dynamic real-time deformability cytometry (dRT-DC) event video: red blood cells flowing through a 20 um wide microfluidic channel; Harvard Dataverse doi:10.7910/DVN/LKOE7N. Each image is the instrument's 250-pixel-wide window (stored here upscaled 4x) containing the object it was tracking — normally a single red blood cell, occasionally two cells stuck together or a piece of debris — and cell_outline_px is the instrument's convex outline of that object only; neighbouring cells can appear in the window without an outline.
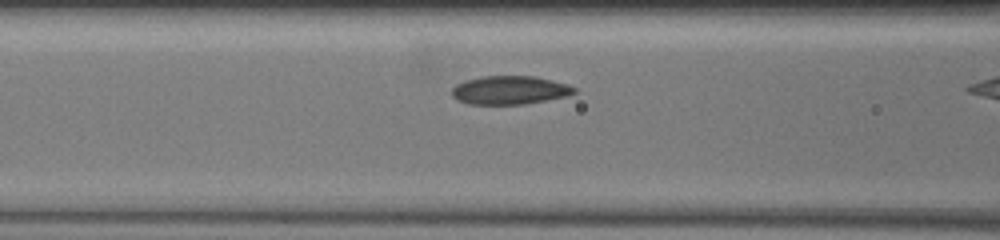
{"species": "common noctule bat (a hibernating species)", "species_latin": "Nyctalus noctula", "temperature_condition": "warm", "stored_images_in_passage": 6, "camera_frame_rate_fps": 3000, "um_per_image_px": 0.085, "animal": {"sex": "female", "body_mass_g": 19.5, "forearm_length_mm": 54.1}, "frame": {"image": 1, "passage_image": 4, "time_ms": 2.0, "image_size_px": [1000, 240], "cell_outline_px": [[576, 92], [568, 96], [524, 104], [468, 104], [456, 100], [452, 96], [452, 88], [456, 84], [464, 80], [480, 76], [536, 76], [568, 84], [576, 88]], "centroid_in_image_um": [43.31, 7.66], "position_along_channel_um": 123.3, "area_um2": 20.52}}